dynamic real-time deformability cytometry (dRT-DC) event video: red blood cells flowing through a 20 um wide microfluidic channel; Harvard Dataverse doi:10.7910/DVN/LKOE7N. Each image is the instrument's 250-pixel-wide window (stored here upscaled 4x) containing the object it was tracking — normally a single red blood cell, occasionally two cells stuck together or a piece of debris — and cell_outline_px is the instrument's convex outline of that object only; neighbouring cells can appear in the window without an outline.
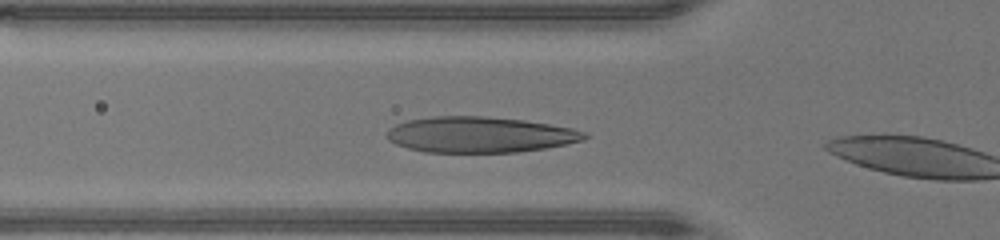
{"species": "human", "species_latin": "Homo sapiens", "temperature_condition": "warm", "stored_images_in_passage": 4, "camera_frame_rate_fps": 3000, "um_per_image_px": 0.085, "donor": {"sex": "male"}, "frame": {"image": 1, "passage_image": 3, "time_ms": 0.667, "image_size_px": [1000, 240], "cell_outline_px": [[588, 136], [584, 140], [544, 148], [516, 152], [424, 152], [408, 148], [396, 144], [388, 140], [388, 128], [396, 124], [408, 120], [432, 116], [484, 116], [524, 120], [572, 128], [584, 132]], "centroid_in_image_um": [40.76, 11.44], "position_along_channel_um": 85.0, "area_um2": 41.04}}